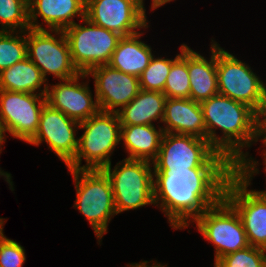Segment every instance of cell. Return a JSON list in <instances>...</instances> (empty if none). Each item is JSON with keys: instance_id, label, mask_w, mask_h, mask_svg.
Wrapping results in <instances>:
<instances>
[{"instance_id": "f546056e", "label": "cell", "mask_w": 266, "mask_h": 267, "mask_svg": "<svg viewBox=\"0 0 266 267\" xmlns=\"http://www.w3.org/2000/svg\"><path fill=\"white\" fill-rule=\"evenodd\" d=\"M260 118V140L266 146V106Z\"/></svg>"}, {"instance_id": "8d00e7d4", "label": "cell", "mask_w": 266, "mask_h": 267, "mask_svg": "<svg viewBox=\"0 0 266 267\" xmlns=\"http://www.w3.org/2000/svg\"><path fill=\"white\" fill-rule=\"evenodd\" d=\"M6 140H0V153H2V147L3 146V143L5 142Z\"/></svg>"}, {"instance_id": "ba28073f", "label": "cell", "mask_w": 266, "mask_h": 267, "mask_svg": "<svg viewBox=\"0 0 266 267\" xmlns=\"http://www.w3.org/2000/svg\"><path fill=\"white\" fill-rule=\"evenodd\" d=\"M218 93L246 104L259 116L266 106V85L245 62L216 42Z\"/></svg>"}, {"instance_id": "7c38bea8", "label": "cell", "mask_w": 266, "mask_h": 267, "mask_svg": "<svg viewBox=\"0 0 266 267\" xmlns=\"http://www.w3.org/2000/svg\"><path fill=\"white\" fill-rule=\"evenodd\" d=\"M46 95L0 90V126L5 136L28 143L37 133Z\"/></svg>"}, {"instance_id": "52a82bcc", "label": "cell", "mask_w": 266, "mask_h": 267, "mask_svg": "<svg viewBox=\"0 0 266 267\" xmlns=\"http://www.w3.org/2000/svg\"><path fill=\"white\" fill-rule=\"evenodd\" d=\"M152 162L125 158L102 170L108 176L113 190L115 208L118 213L154 205Z\"/></svg>"}, {"instance_id": "4fadbf2b", "label": "cell", "mask_w": 266, "mask_h": 267, "mask_svg": "<svg viewBox=\"0 0 266 267\" xmlns=\"http://www.w3.org/2000/svg\"><path fill=\"white\" fill-rule=\"evenodd\" d=\"M85 17L122 37L148 28L144 0H86Z\"/></svg>"}, {"instance_id": "7402d4cb", "label": "cell", "mask_w": 266, "mask_h": 267, "mask_svg": "<svg viewBox=\"0 0 266 267\" xmlns=\"http://www.w3.org/2000/svg\"><path fill=\"white\" fill-rule=\"evenodd\" d=\"M163 126L155 125L121 126V137L129 159L153 162L159 152L164 135Z\"/></svg>"}, {"instance_id": "e0dca14e", "label": "cell", "mask_w": 266, "mask_h": 267, "mask_svg": "<svg viewBox=\"0 0 266 267\" xmlns=\"http://www.w3.org/2000/svg\"><path fill=\"white\" fill-rule=\"evenodd\" d=\"M86 0H28L30 29L45 30L38 24V16L48 30H64L73 25L74 17H85Z\"/></svg>"}, {"instance_id": "3957f363", "label": "cell", "mask_w": 266, "mask_h": 267, "mask_svg": "<svg viewBox=\"0 0 266 267\" xmlns=\"http://www.w3.org/2000/svg\"><path fill=\"white\" fill-rule=\"evenodd\" d=\"M258 164L250 156L237 168L226 183L224 199L240 216L249 245L266 250V196L247 188L259 173Z\"/></svg>"}, {"instance_id": "f1b7e54d", "label": "cell", "mask_w": 266, "mask_h": 267, "mask_svg": "<svg viewBox=\"0 0 266 267\" xmlns=\"http://www.w3.org/2000/svg\"><path fill=\"white\" fill-rule=\"evenodd\" d=\"M26 262L24 247L6 236L0 239V267H22Z\"/></svg>"}, {"instance_id": "30bf717a", "label": "cell", "mask_w": 266, "mask_h": 267, "mask_svg": "<svg viewBox=\"0 0 266 267\" xmlns=\"http://www.w3.org/2000/svg\"><path fill=\"white\" fill-rule=\"evenodd\" d=\"M194 222L204 239L215 247L214 264L221 257L249 246L240 216L224 198Z\"/></svg>"}, {"instance_id": "44dd1931", "label": "cell", "mask_w": 266, "mask_h": 267, "mask_svg": "<svg viewBox=\"0 0 266 267\" xmlns=\"http://www.w3.org/2000/svg\"><path fill=\"white\" fill-rule=\"evenodd\" d=\"M141 35L143 32L122 37L108 65L139 78L154 56L152 48L140 40Z\"/></svg>"}, {"instance_id": "603a6c76", "label": "cell", "mask_w": 266, "mask_h": 267, "mask_svg": "<svg viewBox=\"0 0 266 267\" xmlns=\"http://www.w3.org/2000/svg\"><path fill=\"white\" fill-rule=\"evenodd\" d=\"M47 86L40 69L28 57L0 72V90L46 95Z\"/></svg>"}, {"instance_id": "9a60e30c", "label": "cell", "mask_w": 266, "mask_h": 267, "mask_svg": "<svg viewBox=\"0 0 266 267\" xmlns=\"http://www.w3.org/2000/svg\"><path fill=\"white\" fill-rule=\"evenodd\" d=\"M87 75L94 78V98L103 112H118L141 90L138 77L114 69L108 64L92 68Z\"/></svg>"}, {"instance_id": "e575fe53", "label": "cell", "mask_w": 266, "mask_h": 267, "mask_svg": "<svg viewBox=\"0 0 266 267\" xmlns=\"http://www.w3.org/2000/svg\"><path fill=\"white\" fill-rule=\"evenodd\" d=\"M263 156H264V164H265V172H266V150H264V153H263ZM264 196H266V190H262L260 191Z\"/></svg>"}, {"instance_id": "ac0fdd59", "label": "cell", "mask_w": 266, "mask_h": 267, "mask_svg": "<svg viewBox=\"0 0 266 267\" xmlns=\"http://www.w3.org/2000/svg\"><path fill=\"white\" fill-rule=\"evenodd\" d=\"M162 122L164 133L192 135L206 139V125L199 102L190 98H167Z\"/></svg>"}, {"instance_id": "4316f807", "label": "cell", "mask_w": 266, "mask_h": 267, "mask_svg": "<svg viewBox=\"0 0 266 267\" xmlns=\"http://www.w3.org/2000/svg\"><path fill=\"white\" fill-rule=\"evenodd\" d=\"M181 55L177 54L174 59L152 57L149 65L139 77L141 90L163 92L165 82L170 72L172 63Z\"/></svg>"}, {"instance_id": "836d02e7", "label": "cell", "mask_w": 266, "mask_h": 267, "mask_svg": "<svg viewBox=\"0 0 266 267\" xmlns=\"http://www.w3.org/2000/svg\"><path fill=\"white\" fill-rule=\"evenodd\" d=\"M5 218H2L0 217V239L4 236V233H3V224L5 223L4 221Z\"/></svg>"}, {"instance_id": "d4e9b609", "label": "cell", "mask_w": 266, "mask_h": 267, "mask_svg": "<svg viewBox=\"0 0 266 267\" xmlns=\"http://www.w3.org/2000/svg\"><path fill=\"white\" fill-rule=\"evenodd\" d=\"M26 57V31H0V72Z\"/></svg>"}, {"instance_id": "d590c367", "label": "cell", "mask_w": 266, "mask_h": 267, "mask_svg": "<svg viewBox=\"0 0 266 267\" xmlns=\"http://www.w3.org/2000/svg\"><path fill=\"white\" fill-rule=\"evenodd\" d=\"M0 140H6V137L3 134L1 126H0Z\"/></svg>"}, {"instance_id": "5bb4252c", "label": "cell", "mask_w": 266, "mask_h": 267, "mask_svg": "<svg viewBox=\"0 0 266 267\" xmlns=\"http://www.w3.org/2000/svg\"><path fill=\"white\" fill-rule=\"evenodd\" d=\"M79 128V122L45 103L37 133L28 143L38 146L45 141L49 149L67 165L77 152L79 138L75 136Z\"/></svg>"}, {"instance_id": "1f68e13d", "label": "cell", "mask_w": 266, "mask_h": 267, "mask_svg": "<svg viewBox=\"0 0 266 267\" xmlns=\"http://www.w3.org/2000/svg\"><path fill=\"white\" fill-rule=\"evenodd\" d=\"M3 176L4 179L6 180V182L9 184V187H10V190H14L13 188V182L11 181L12 180V177H11V174L8 173V172H5L3 171L1 168H0V177Z\"/></svg>"}, {"instance_id": "4dcf8cb0", "label": "cell", "mask_w": 266, "mask_h": 267, "mask_svg": "<svg viewBox=\"0 0 266 267\" xmlns=\"http://www.w3.org/2000/svg\"><path fill=\"white\" fill-rule=\"evenodd\" d=\"M150 262L151 261L144 260V261H141L139 264L138 263L129 264V267H168L166 264L163 265L160 262H154L153 264H151V266H149L148 264Z\"/></svg>"}, {"instance_id": "d6986e66", "label": "cell", "mask_w": 266, "mask_h": 267, "mask_svg": "<svg viewBox=\"0 0 266 267\" xmlns=\"http://www.w3.org/2000/svg\"><path fill=\"white\" fill-rule=\"evenodd\" d=\"M212 42L210 60L188 47L190 99L199 103L218 94L216 41Z\"/></svg>"}, {"instance_id": "484cf974", "label": "cell", "mask_w": 266, "mask_h": 267, "mask_svg": "<svg viewBox=\"0 0 266 267\" xmlns=\"http://www.w3.org/2000/svg\"><path fill=\"white\" fill-rule=\"evenodd\" d=\"M0 24V31L30 29L28 0H0Z\"/></svg>"}, {"instance_id": "6da1fadb", "label": "cell", "mask_w": 266, "mask_h": 267, "mask_svg": "<svg viewBox=\"0 0 266 267\" xmlns=\"http://www.w3.org/2000/svg\"><path fill=\"white\" fill-rule=\"evenodd\" d=\"M236 170L153 169L154 205L163 211L173 229H185L224 198L226 183Z\"/></svg>"}, {"instance_id": "ffe728a7", "label": "cell", "mask_w": 266, "mask_h": 267, "mask_svg": "<svg viewBox=\"0 0 266 267\" xmlns=\"http://www.w3.org/2000/svg\"><path fill=\"white\" fill-rule=\"evenodd\" d=\"M167 97L163 92L140 90L137 96L118 112L121 126L154 125L164 117Z\"/></svg>"}, {"instance_id": "8992f818", "label": "cell", "mask_w": 266, "mask_h": 267, "mask_svg": "<svg viewBox=\"0 0 266 267\" xmlns=\"http://www.w3.org/2000/svg\"><path fill=\"white\" fill-rule=\"evenodd\" d=\"M153 169L236 168L207 139L164 133Z\"/></svg>"}, {"instance_id": "5b68a950", "label": "cell", "mask_w": 266, "mask_h": 267, "mask_svg": "<svg viewBox=\"0 0 266 267\" xmlns=\"http://www.w3.org/2000/svg\"><path fill=\"white\" fill-rule=\"evenodd\" d=\"M68 170L76 190L74 208L88 220L100 244L108 223L117 215L110 180L102 169Z\"/></svg>"}, {"instance_id": "8fae6325", "label": "cell", "mask_w": 266, "mask_h": 267, "mask_svg": "<svg viewBox=\"0 0 266 267\" xmlns=\"http://www.w3.org/2000/svg\"><path fill=\"white\" fill-rule=\"evenodd\" d=\"M26 41L27 57L40 69L47 82L49 74L59 80L71 79L80 74L72 62L63 30L27 29Z\"/></svg>"}, {"instance_id": "277c9868", "label": "cell", "mask_w": 266, "mask_h": 267, "mask_svg": "<svg viewBox=\"0 0 266 267\" xmlns=\"http://www.w3.org/2000/svg\"><path fill=\"white\" fill-rule=\"evenodd\" d=\"M83 134L78 139L75 157L66 165L68 169H103L111 164V154L120 144L121 124L117 112L99 111L80 122ZM86 164L81 166V161Z\"/></svg>"}, {"instance_id": "2e32d148", "label": "cell", "mask_w": 266, "mask_h": 267, "mask_svg": "<svg viewBox=\"0 0 266 267\" xmlns=\"http://www.w3.org/2000/svg\"><path fill=\"white\" fill-rule=\"evenodd\" d=\"M86 77H89L87 73H80L74 78L48 85L46 103L79 123L97 114L100 108L97 99L93 100L88 81H79Z\"/></svg>"}, {"instance_id": "d6a6232c", "label": "cell", "mask_w": 266, "mask_h": 267, "mask_svg": "<svg viewBox=\"0 0 266 267\" xmlns=\"http://www.w3.org/2000/svg\"><path fill=\"white\" fill-rule=\"evenodd\" d=\"M170 1L173 0H152L151 9L155 10L156 8H159Z\"/></svg>"}, {"instance_id": "7a4b0ae2", "label": "cell", "mask_w": 266, "mask_h": 267, "mask_svg": "<svg viewBox=\"0 0 266 267\" xmlns=\"http://www.w3.org/2000/svg\"><path fill=\"white\" fill-rule=\"evenodd\" d=\"M211 146L238 168L249 156L243 148L260 138V116L249 106L225 95L216 94L200 102ZM222 130L219 137L216 129Z\"/></svg>"}, {"instance_id": "83f0119b", "label": "cell", "mask_w": 266, "mask_h": 267, "mask_svg": "<svg viewBox=\"0 0 266 267\" xmlns=\"http://www.w3.org/2000/svg\"><path fill=\"white\" fill-rule=\"evenodd\" d=\"M214 267H266V250L249 245L221 257Z\"/></svg>"}, {"instance_id": "9c48e42d", "label": "cell", "mask_w": 266, "mask_h": 267, "mask_svg": "<svg viewBox=\"0 0 266 267\" xmlns=\"http://www.w3.org/2000/svg\"><path fill=\"white\" fill-rule=\"evenodd\" d=\"M63 30L68 41L71 59L79 73H88L92 68L109 63L117 48L119 34L92 23L84 17Z\"/></svg>"}, {"instance_id": "cb8c5ba5", "label": "cell", "mask_w": 266, "mask_h": 267, "mask_svg": "<svg viewBox=\"0 0 266 267\" xmlns=\"http://www.w3.org/2000/svg\"><path fill=\"white\" fill-rule=\"evenodd\" d=\"M181 55L172 63L163 90L167 98H190L188 46L182 44Z\"/></svg>"}]
</instances>
